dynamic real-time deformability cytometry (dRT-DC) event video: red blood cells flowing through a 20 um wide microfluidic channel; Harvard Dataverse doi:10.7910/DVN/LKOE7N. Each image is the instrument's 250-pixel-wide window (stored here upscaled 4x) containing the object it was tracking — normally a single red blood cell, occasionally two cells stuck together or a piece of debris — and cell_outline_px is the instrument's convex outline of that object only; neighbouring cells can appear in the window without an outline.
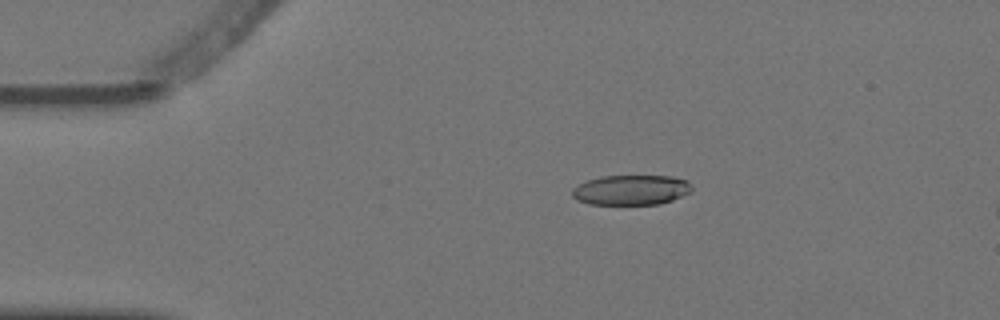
{"species": "Egyptian fruit bat (a non-hibernating species)", "species_latin": "Rousettus aegyptiacus", "temperature_condition": "warm", "stored_images_in_passage": 3, "camera_frame_rate_fps": 3000, "um_per_image_px": 0.085, "animal": {"sex": "female"}, "frame": {"image": 1, "passage_image": 1, "time_ms": 0.0, "image_size_px": [1000, 320], "cell_outline_px": [[692, 192], [672, 200], [660, 204], [588, 204], [576, 200], [572, 196], [572, 188], [588, 180], [600, 176], [668, 176], [688, 180], [692, 188]], "centroid_in_image_um": [53.65, 16.15], "position_along_channel_um": 31.4, "area_um2": 20.98}}